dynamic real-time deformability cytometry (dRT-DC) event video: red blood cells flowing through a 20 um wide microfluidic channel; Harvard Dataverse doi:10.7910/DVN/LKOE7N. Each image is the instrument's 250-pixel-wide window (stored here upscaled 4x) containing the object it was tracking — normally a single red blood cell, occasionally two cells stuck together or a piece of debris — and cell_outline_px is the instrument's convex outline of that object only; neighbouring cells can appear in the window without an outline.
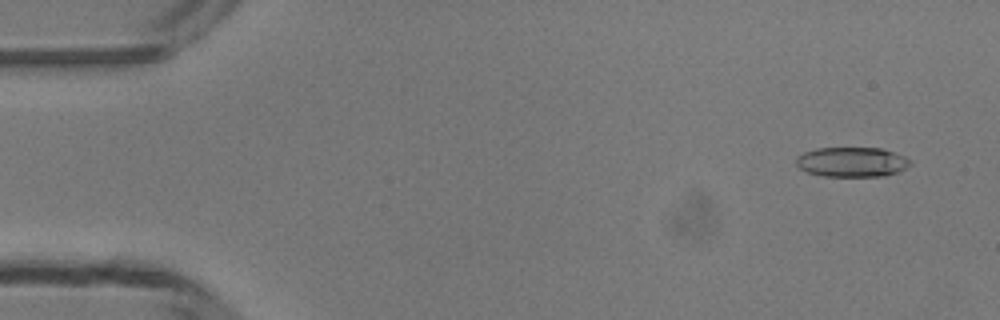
{"species": "common noctule bat (a hibernating species)", "species_latin": "Nyctalus noctula", "temperature_condition": "room temperature", "stored_images_in_passage": 46, "camera_frame_rate_fps": 3000, "um_per_image_px": 0.085, "animal": {"sex": "male", "body_mass_g": 13.3}, "frame": {"image": 1, "passage_image": 3, "time_ms": 0.667, "image_size_px": [1000, 320], "cell_outline_px": [[912, 164], [896, 172], [884, 176], [824, 176], [808, 172], [800, 168], [796, 164], [796, 156], [804, 152], [816, 148], [880, 148], [904, 156]], "centroid_in_image_um": [72.37, 13.76], "position_along_channel_um": 12.6, "area_um2": 19.59}}
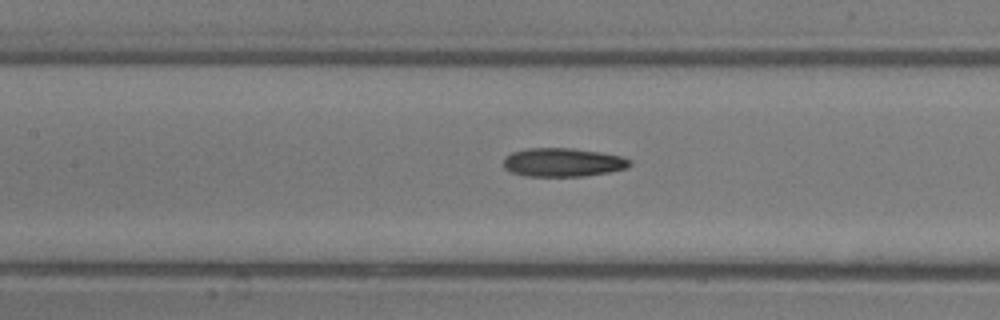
{"frame": {"image": 2, "passage_image": 22, "time_ms": 7.0, "image_size_px": [1000, 320], "cell_outline_px": [[632, 164], [628, 168], [608, 172], [584, 176], [524, 176], [512, 172], [504, 168], [504, 156], [512, 152], [528, 148], [572, 148], [600, 152], [620, 156], [632, 160]], "centroid_in_image_um": [47.85, 13.8], "position_along_channel_um": 159.6, "area_um2": 21.15}}
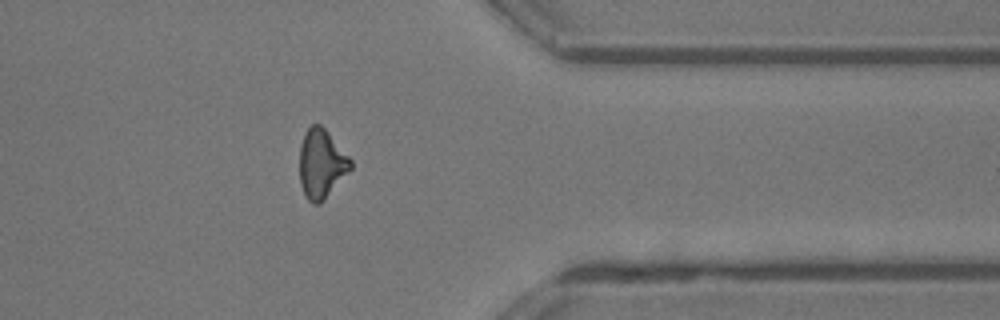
{"frame": {"image": 3, "passage_image": 39, "time_ms": 12.667, "image_size_px": [1000, 320], "cell_outline_px": [[352, 168], [320, 204], [312, 204], [304, 196], [300, 184], [300, 144], [304, 132], [312, 124], [320, 124], [328, 132], [352, 160]], "centroid_in_image_um": [27.3, 13.93], "position_along_channel_um": 384.1, "area_um2": 20.58}}